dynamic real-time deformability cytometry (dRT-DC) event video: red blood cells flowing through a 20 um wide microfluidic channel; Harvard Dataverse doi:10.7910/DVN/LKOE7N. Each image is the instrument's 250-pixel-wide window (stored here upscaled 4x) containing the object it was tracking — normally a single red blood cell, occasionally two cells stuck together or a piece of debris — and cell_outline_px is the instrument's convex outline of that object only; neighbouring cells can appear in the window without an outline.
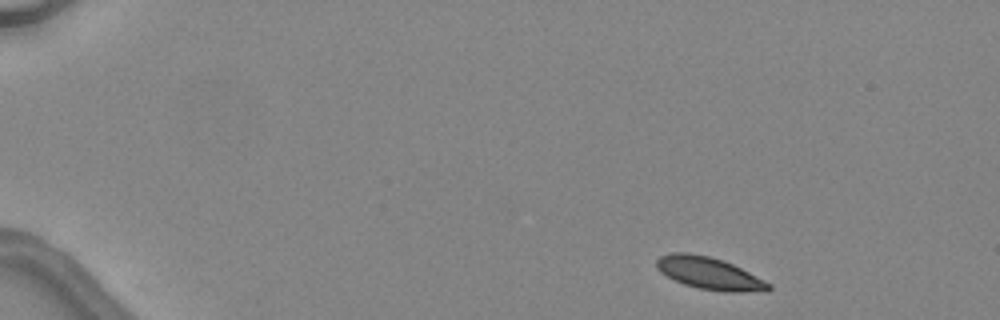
{"species": "common noctule bat (a hibernating species)", "species_latin": "Nyctalus noctula", "temperature_condition": "warm", "stored_images_in_passage": 4, "camera_frame_rate_fps": 3000, "um_per_image_px": 0.085, "animal": {"sex": "female", "body_mass_g": 24.6, "forearm_length_mm": 56.2}, "frame": {"image": 1, "passage_image": 1, "time_ms": 0.0, "image_size_px": [1000, 320], "cell_outline_px": [[772, 288], [768, 292], [728, 292], [700, 288], [684, 284], [660, 272], [656, 268], [656, 260], [660, 256], [672, 252], [688, 252], [708, 256], [724, 260], [772, 284]], "centroid_in_image_um": [60.32, 23.23], "position_along_channel_um": 24.7, "area_um2": 21.04}}
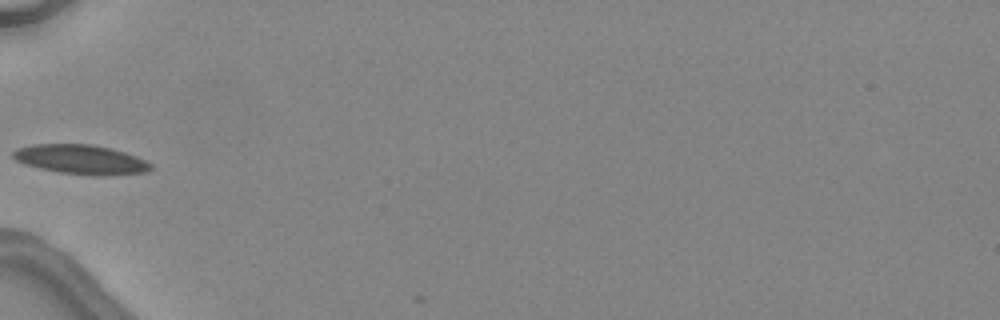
{"frame": {"image": 2, "passage_image": 3, "time_ms": 4.0, "image_size_px": [1000, 320], "cell_outline_px": [[152, 168], [148, 172], [100, 176], [92, 176], [60, 172], [40, 168], [24, 164], [16, 160], [12, 156], [12, 152], [16, 148], [32, 144], [92, 144], [112, 148], [136, 156], [152, 164]], "centroid_in_image_um": [6.88, 13.55], "position_along_channel_um": 78.1, "area_um2": 23.76}}